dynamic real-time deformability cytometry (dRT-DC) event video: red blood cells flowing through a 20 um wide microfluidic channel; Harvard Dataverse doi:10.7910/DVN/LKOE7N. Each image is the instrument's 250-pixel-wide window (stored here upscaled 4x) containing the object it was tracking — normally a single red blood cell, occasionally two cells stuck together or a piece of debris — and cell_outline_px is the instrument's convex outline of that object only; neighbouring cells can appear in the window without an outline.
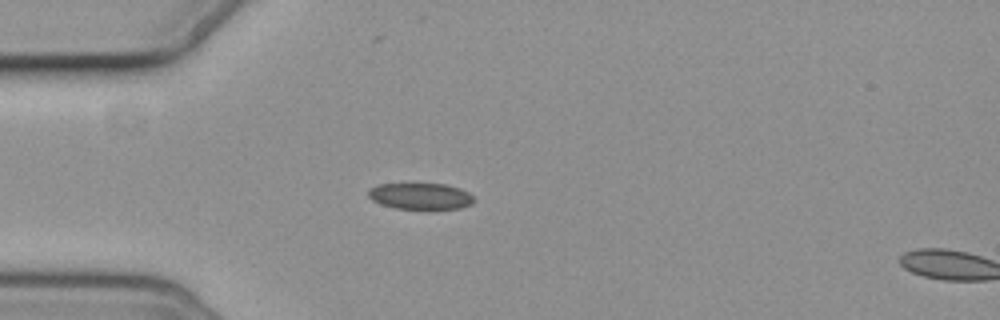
{"species": "common noctule bat (a hibernating species)", "species_latin": "Nyctalus noctula", "temperature_condition": "cold", "stored_images_in_passage": 4, "segment_of_instrument_passage": [1, 2], "camera_frame_rate_fps": 3000, "um_per_image_px": 0.085, "animal": {"sex": "female", "body_mass_g": 19.3, "forearm_length_mm": 54.1}, "frame": {"image": 1, "passage_image": 3, "time_ms": 2.333, "image_size_px": [1000, 320], "cell_outline_px": [[476, 200], [472, 204], [460, 208], [432, 212], [428, 212], [396, 208], [380, 204], [372, 200], [368, 196], [368, 188], [380, 184], [444, 184], [460, 188], [468, 192]], "centroid_in_image_um": [35.77, 16.73], "position_along_channel_um": 49.2, "area_um2": 17.05}}